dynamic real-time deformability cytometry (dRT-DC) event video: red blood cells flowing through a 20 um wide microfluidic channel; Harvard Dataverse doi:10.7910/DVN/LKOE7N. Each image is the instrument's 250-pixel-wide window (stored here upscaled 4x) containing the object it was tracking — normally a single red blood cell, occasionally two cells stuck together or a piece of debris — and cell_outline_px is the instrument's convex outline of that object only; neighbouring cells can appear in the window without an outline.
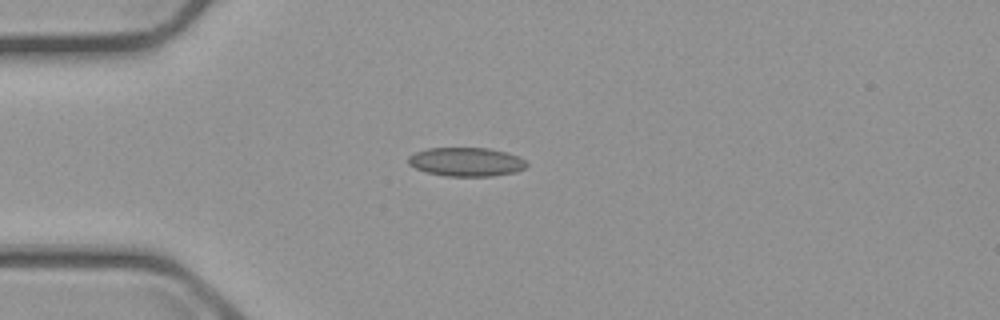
{"species": "common noctule bat (a hibernating species)", "species_latin": "Nyctalus noctula", "temperature_condition": "cold", "stored_images_in_passage": 3, "camera_frame_rate_fps": 3000, "um_per_image_px": 0.085, "animal": {"sex": "male", "body_mass_g": 23.1, "forearm_length_mm": 52.7}, "frame": {"image": 1, "passage_image": 1, "time_ms": 0.0, "image_size_px": [1000, 320], "cell_outline_px": [[528, 164], [524, 168], [516, 172], [492, 176], [448, 176], [428, 172], [416, 168], [408, 164], [408, 156], [416, 152], [428, 148], [488, 148], [504, 152], [516, 156], [524, 160]], "centroid_in_image_um": [39.62, 13.76], "position_along_channel_um": 45.4, "area_um2": 19.65}}
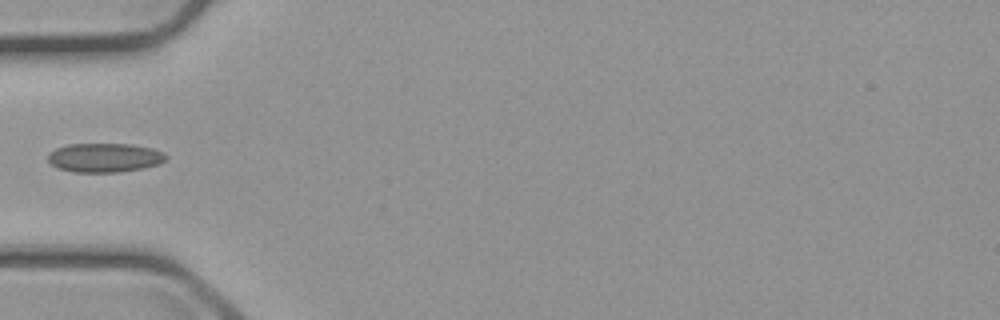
{"frame": {"image": 2, "passage_image": 2, "time_ms": 1.333, "image_size_px": [1000, 320], "cell_outline_px": [[168, 156], [160, 164], [144, 168], [120, 172], [72, 172], [56, 168], [48, 160], [48, 156], [56, 148], [68, 144], [132, 144], [152, 148], [164, 152]], "centroid_in_image_um": [8.92, 13.4], "position_along_channel_um": 76.1, "area_um2": 20.11}}
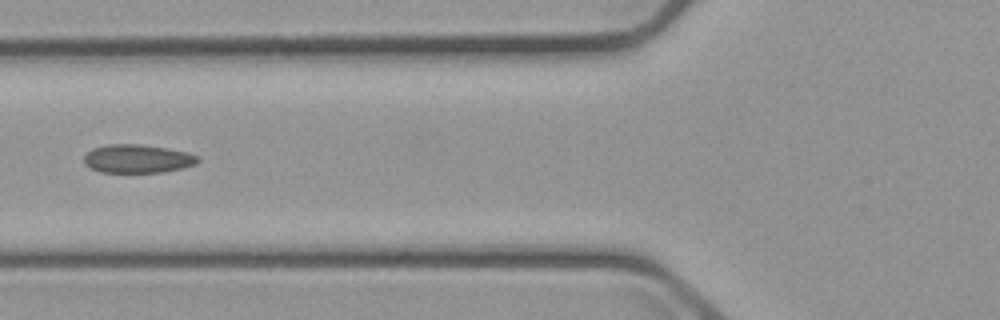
{"frame": {"image": 3, "passage_image": 3, "time_ms": 2.333, "image_size_px": [1000, 320], "cell_outline_px": [[200, 160], [196, 164], [164, 172], [100, 172], [84, 164], [84, 156], [92, 148], [108, 144], [136, 144], [164, 148], [188, 152], [196, 156]], "centroid_in_image_um": [11.66, 13.49], "position_along_channel_um": 114.1, "area_um2": 18.67}}